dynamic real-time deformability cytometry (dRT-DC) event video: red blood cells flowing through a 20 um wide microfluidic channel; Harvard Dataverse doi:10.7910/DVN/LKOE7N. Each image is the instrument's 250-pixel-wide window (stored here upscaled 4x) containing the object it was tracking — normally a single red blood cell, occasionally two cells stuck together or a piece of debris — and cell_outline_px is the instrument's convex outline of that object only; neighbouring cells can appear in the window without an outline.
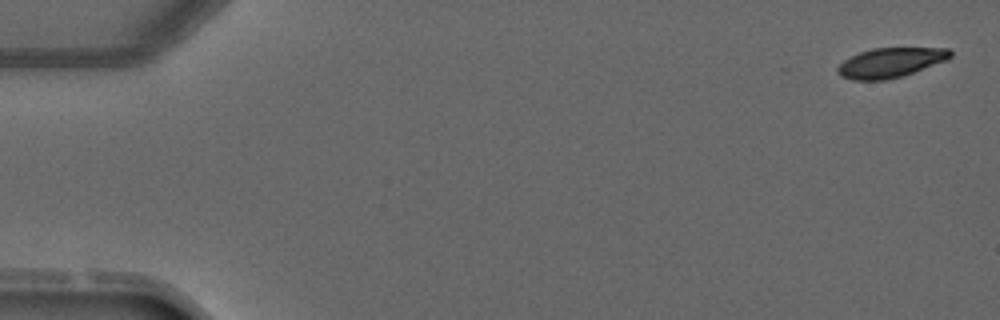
{"species": "common noctule bat (a hibernating species)", "species_latin": "Nyctalus noctula", "temperature_condition": "warm", "stored_images_in_passage": 5, "camera_frame_rate_fps": 3000, "um_per_image_px": 0.085, "animal": {"sex": "male", "forearm_length_mm": 52.5}, "frame": {"image": 1, "passage_image": 1, "time_ms": 0.0, "image_size_px": [1000, 320], "cell_outline_px": [[952, 56], [948, 60], [904, 76], [884, 80], [852, 80], [840, 76], [836, 72], [836, 68], [844, 60], [860, 52], [872, 48], [948, 48], [952, 52]], "centroid_in_image_um": [75.7, 5.33], "position_along_channel_um": 9.3, "area_um2": 19.65}}
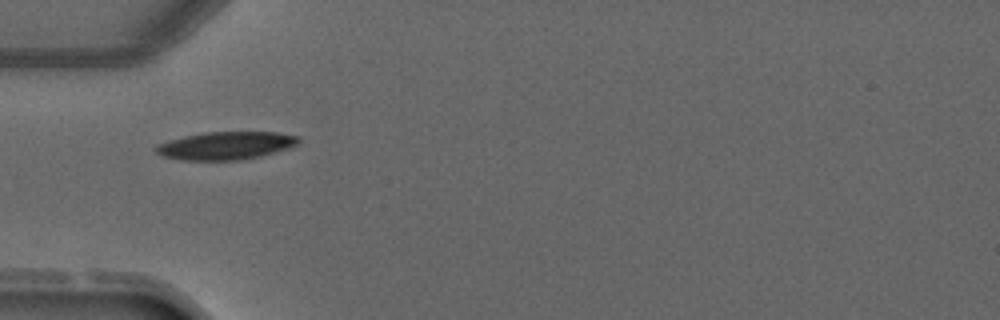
{"frame": {"image": 2, "passage_image": 4, "time_ms": 4.333, "image_size_px": [1000, 320], "cell_outline_px": [[300, 144], [288, 148], [260, 156], [240, 160], [180, 160], [164, 156], [156, 152], [156, 144], [184, 136], [204, 132], [276, 132], [300, 136]], "centroid_in_image_um": [19.22, 12.37], "position_along_channel_um": 65.8, "area_um2": 23.18}}